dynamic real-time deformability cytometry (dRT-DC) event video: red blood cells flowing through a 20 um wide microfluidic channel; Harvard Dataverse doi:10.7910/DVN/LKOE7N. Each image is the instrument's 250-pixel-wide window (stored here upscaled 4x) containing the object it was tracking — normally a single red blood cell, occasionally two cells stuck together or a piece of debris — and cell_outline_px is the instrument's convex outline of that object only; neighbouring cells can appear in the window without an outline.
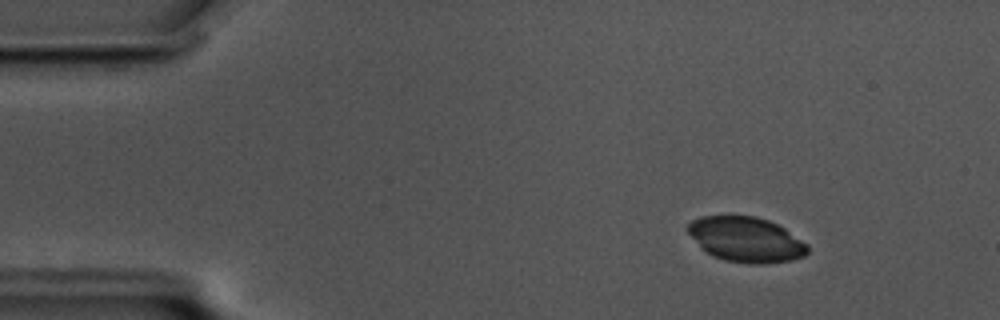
{"species": "common noctule bat (a hibernating species)", "species_latin": "Nyctalus noctula", "temperature_condition": "cold", "stored_images_in_passage": 51, "camera_frame_rate_fps": 3000, "um_per_image_px": 0.085, "animal": {"sex": "male", "body_mass_g": 17.5, "forearm_length_mm": 52.3}, "frame": {"image": 1, "passage_image": 1, "time_ms": 0.0, "image_size_px": [1000, 320], "cell_outline_px": [[808, 252], [804, 256], [792, 260], [760, 264], [752, 264], [724, 260], [712, 256], [700, 248], [688, 232], [688, 224], [692, 220], [700, 216], [756, 216], [768, 220], [784, 228], [808, 244]], "centroid_in_image_um": [63.41, 20.36], "position_along_channel_um": 21.6, "area_um2": 31.44}}
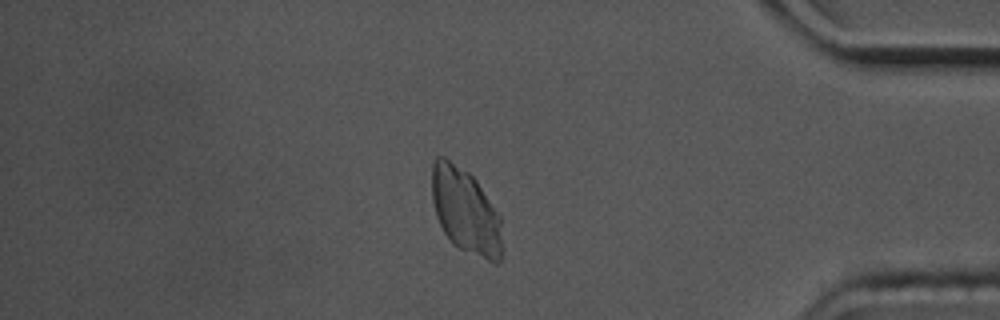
{"frame": {"image": 2, "passage_image": 43, "time_ms": 14.0, "image_size_px": [1000, 320], "cell_outline_px": [[500, 260], [496, 264], [460, 248], [452, 244], [444, 232], [436, 216], [432, 200], [432, 164], [436, 156], [444, 156], [468, 172], [476, 180], [500, 216]], "centroid_in_image_um": [39.53, 17.91], "position_along_channel_um": 395.7, "area_um2": 34.51}}